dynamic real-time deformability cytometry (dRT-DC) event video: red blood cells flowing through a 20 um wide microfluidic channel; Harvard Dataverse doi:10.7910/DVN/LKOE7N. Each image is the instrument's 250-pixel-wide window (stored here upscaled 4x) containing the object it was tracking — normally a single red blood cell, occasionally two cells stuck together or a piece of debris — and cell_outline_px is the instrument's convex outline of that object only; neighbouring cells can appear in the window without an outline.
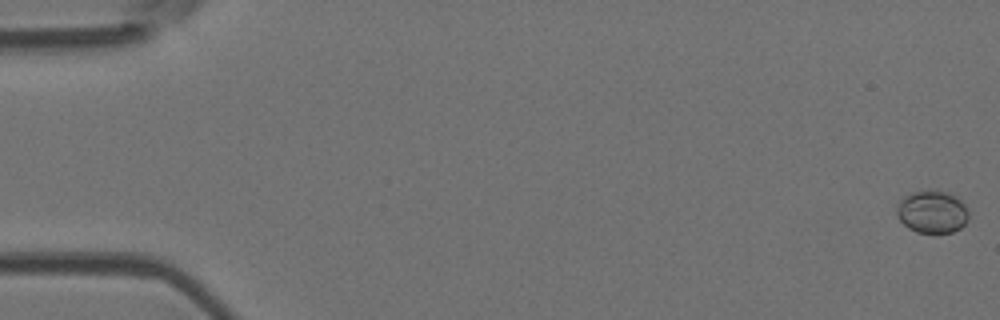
{"species": "Egyptian fruit bat (a non-hibernating species)", "species_latin": "Rousettus aegyptiacus", "temperature_condition": "room temperature", "stored_images_in_passage": 5, "camera_frame_rate_fps": 3000, "um_per_image_px": 0.085, "animal": {"sex": "female"}, "frame": {"image": 1, "passage_image": 1, "time_ms": 0.0, "image_size_px": [1000, 320], "cell_outline_px": [[968, 220], [960, 228], [952, 232], [916, 232], [908, 228], [900, 220], [896, 212], [896, 204], [904, 196], [912, 192], [936, 188], [948, 192], [956, 196], [964, 204], [968, 212]], "centroid_in_image_um": [79.22, 17.97], "position_along_channel_um": 5.8, "area_um2": 18.09}}
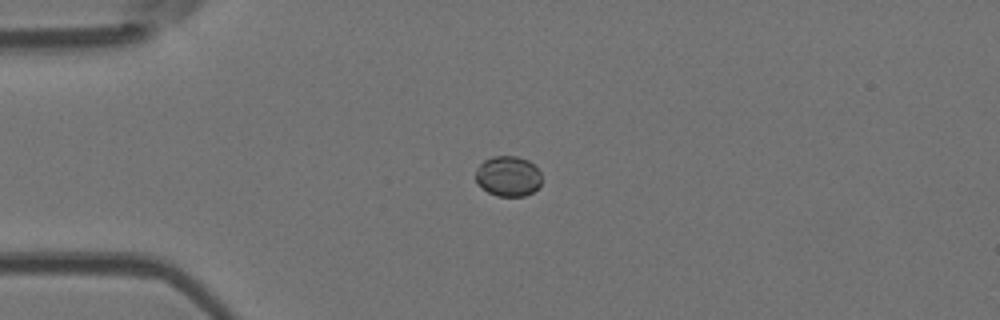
{"frame": {"image": 2, "passage_image": 4, "time_ms": 4.333, "image_size_px": [1000, 320], "cell_outline_px": [[540, 184], [532, 192], [524, 196], [496, 196], [488, 192], [476, 180], [476, 168], [484, 160], [492, 156], [516, 156], [528, 160], [540, 172]], "centroid_in_image_um": [43.18, 14.97], "position_along_channel_um": 41.8, "area_um2": 15.32}}